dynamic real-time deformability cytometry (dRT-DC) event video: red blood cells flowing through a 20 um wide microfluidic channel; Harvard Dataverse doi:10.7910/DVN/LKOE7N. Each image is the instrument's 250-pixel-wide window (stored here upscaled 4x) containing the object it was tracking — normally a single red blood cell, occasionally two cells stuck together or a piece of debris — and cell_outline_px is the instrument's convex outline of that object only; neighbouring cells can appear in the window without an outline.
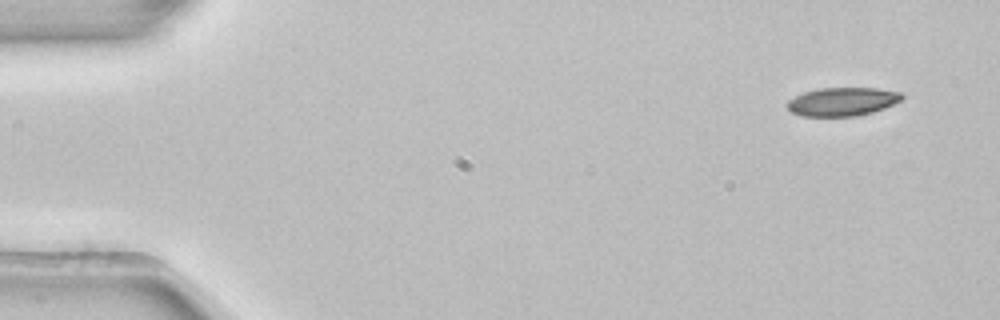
{"species": "common noctule bat (a hibernating species)", "species_latin": "Nyctalus noctula", "temperature_condition": "room temperature", "stored_images_in_passage": 3, "camera_frame_rate_fps": 3000, "um_per_image_px": 0.085, "animal": {"sex": "female", "body_mass_g": 22.7, "forearm_length_mm": 54.2}, "frame": {"image": 1, "passage_image": 1, "time_ms": 0.0, "image_size_px": [1000, 320], "cell_outline_px": [[904, 100], [884, 108], [872, 112], [852, 116], [800, 116], [792, 112], [784, 104], [788, 100], [804, 92], [820, 88], [876, 88], [900, 92], [904, 96]], "centroid_in_image_um": [71.6, 8.64], "position_along_channel_um": 13.4, "area_um2": 19.07}}